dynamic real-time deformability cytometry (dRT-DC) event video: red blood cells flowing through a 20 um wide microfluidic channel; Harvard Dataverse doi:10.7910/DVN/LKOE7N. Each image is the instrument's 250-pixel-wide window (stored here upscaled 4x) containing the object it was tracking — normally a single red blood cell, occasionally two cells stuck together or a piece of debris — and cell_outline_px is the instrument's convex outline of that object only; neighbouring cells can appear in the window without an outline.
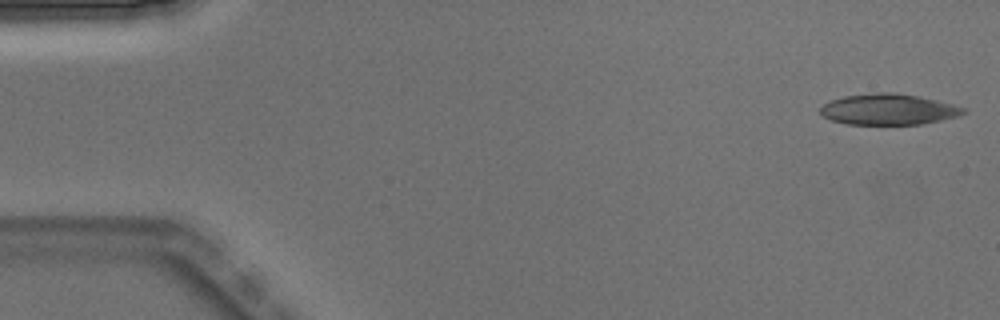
{"species": "Egyptian fruit bat (a non-hibernating species)", "species_latin": "Rousettus aegyptiacus", "temperature_condition": "warm", "stored_images_in_passage": 4, "camera_frame_rate_fps": 3000, "um_per_image_px": 0.085, "animal": {"sex": "male"}, "frame": {"image": 1, "passage_image": 1, "time_ms": 0.0, "image_size_px": [1000, 320], "cell_outline_px": [[968, 112], [960, 116], [920, 124], [844, 124], [820, 116], [820, 108], [824, 104], [832, 100], [844, 96], [872, 92], [896, 92], [920, 96], [952, 104], [964, 108]], "centroid_in_image_um": [75.51, 9.29], "position_along_channel_um": 9.5, "area_um2": 25.95}}
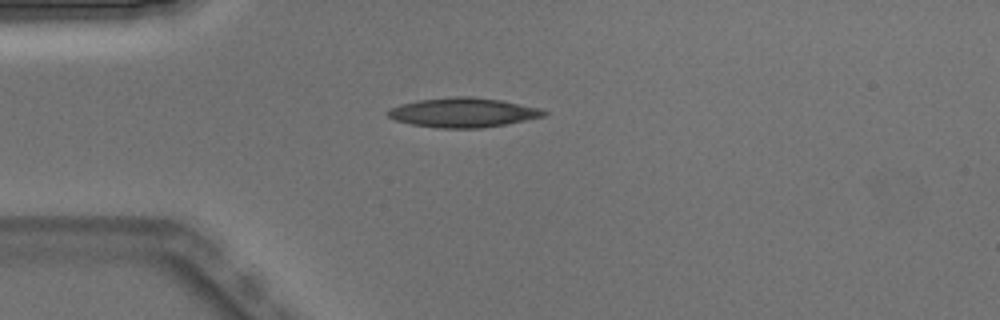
{"frame": {"image": 2, "passage_image": 4, "time_ms": 1.0, "image_size_px": [1000, 320], "cell_outline_px": [[548, 112], [544, 116], [504, 124], [480, 128], [436, 128], [412, 124], [396, 120], [388, 116], [388, 112], [392, 108], [400, 104], [420, 100], [456, 96], [472, 96], [500, 100], [540, 108]], "centroid_in_image_um": [39.37, 9.56], "position_along_channel_um": 45.6, "area_um2": 26.41}}